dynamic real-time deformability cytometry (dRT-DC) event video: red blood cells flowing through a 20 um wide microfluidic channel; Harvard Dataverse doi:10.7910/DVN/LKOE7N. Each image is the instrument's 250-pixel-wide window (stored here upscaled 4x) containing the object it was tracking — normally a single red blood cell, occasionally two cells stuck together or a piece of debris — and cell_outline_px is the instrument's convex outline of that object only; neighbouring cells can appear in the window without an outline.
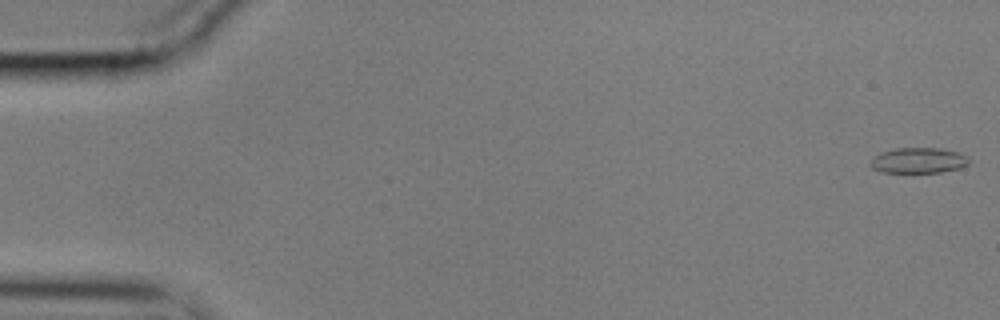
{"species": "common noctule bat (a hibernating species)", "species_latin": "Nyctalus noctula", "temperature_condition": "cold", "stored_images_in_passage": 56, "camera_frame_rate_fps": 3000, "um_per_image_px": 0.085, "animal": {"sex": "male", "body_mass_g": 17.9}, "frame": {"image": 1, "passage_image": 1, "time_ms": 0.0, "image_size_px": [1000, 320], "cell_outline_px": [[968, 164], [960, 168], [940, 172], [884, 172], [872, 168], [872, 160], [876, 156], [884, 152], [896, 148], [940, 148], [956, 152], [964, 156], [968, 160]], "centroid_in_image_um": [78.09, 13.64], "position_along_channel_um": 6.9, "area_um2": 14.16}}
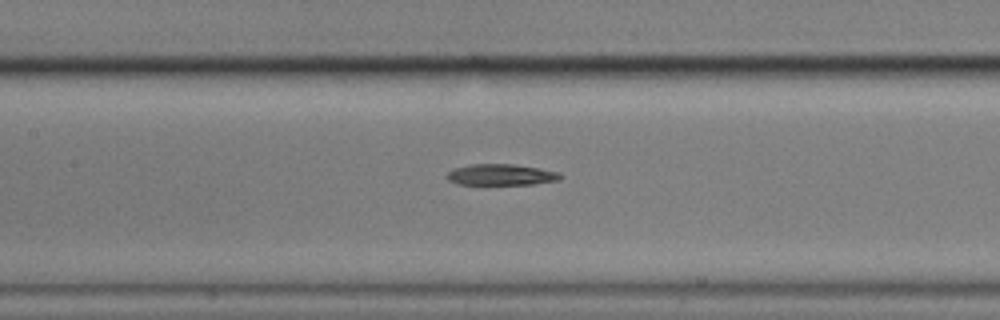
{"frame": {"image": 2, "passage_image": 26, "time_ms": 8.333, "image_size_px": [1000, 320], "cell_outline_px": [[560, 180], [532, 184], [456, 184], [448, 180], [444, 176], [452, 168], [472, 164], [512, 164], [560, 172]], "centroid_in_image_um": [42.52, 14.85], "position_along_channel_um": 164.9, "area_um2": 13.93}}
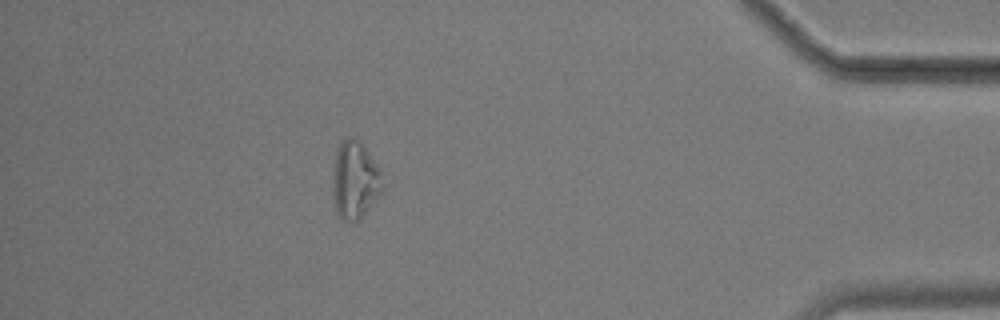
{"frame": {"image": 3, "passage_image": 50, "time_ms": 16.333, "image_size_px": [1000, 320], "cell_outline_px": [[384, 192], [356, 220], [344, 220], [336, 212], [332, 188], [336, 148], [348, 136], [356, 136], [364, 144], [380, 168]], "centroid_in_image_um": [30.19, 15.23], "position_along_channel_um": 405.0, "area_um2": 22.66}, "authors_computed_cell_mechanics": {"area_um2": 15.2014, "velocity_mm_per_s": 3.5749, "shape_relaxation_time_tau1_ms": 9.1373, "shape_relaxation_time_tau2_ms": null, "deformation_change_tau1": 0.1892, "deformation_change_tau2": null}}